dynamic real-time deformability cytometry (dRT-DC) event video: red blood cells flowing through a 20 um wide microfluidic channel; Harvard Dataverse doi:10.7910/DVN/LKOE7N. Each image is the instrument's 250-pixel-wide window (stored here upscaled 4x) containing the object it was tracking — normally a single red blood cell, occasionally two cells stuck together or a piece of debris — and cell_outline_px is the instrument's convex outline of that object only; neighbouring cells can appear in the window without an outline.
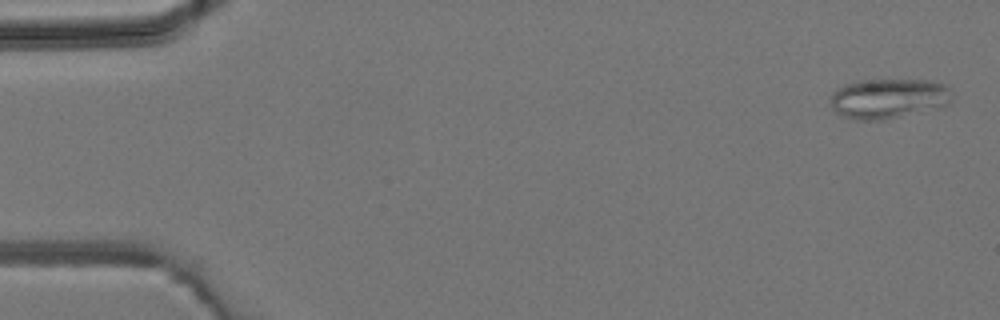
{"species": "common noctule bat (a hibernating species)", "species_latin": "Nyctalus noctula", "temperature_condition": "room temperature", "stored_images_in_passage": 5, "camera_frame_rate_fps": 3000, "um_per_image_px": 0.085, "animal": {"sex": "male", "body_mass_g": 19.2, "forearm_length_mm": 51.8}, "frame": {"image": 1, "passage_image": 1, "time_ms": 0.0, "image_size_px": [1000, 320], "cell_outline_px": [[952, 100], [948, 104], [940, 108], [884, 120], [852, 120], [840, 116], [832, 108], [832, 92], [844, 84], [856, 80], [932, 80], [944, 84], [948, 88], [952, 96]], "centroid_in_image_um": [75.52, 8.38], "position_along_channel_um": 9.5, "area_um2": 28.73}}
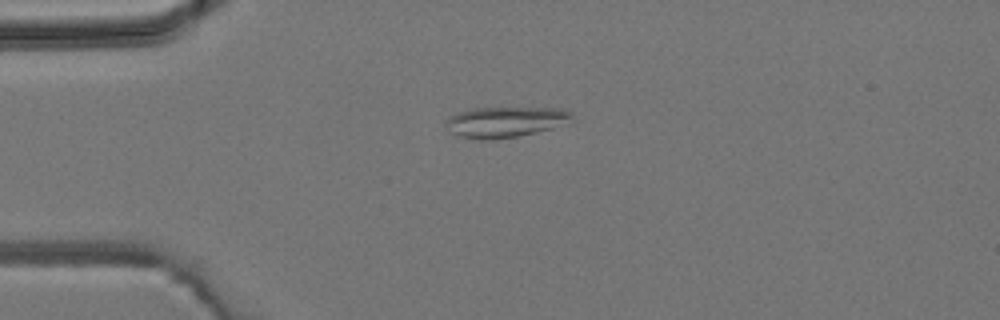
{"frame": {"image": 2, "passage_image": 3, "time_ms": 3.333, "image_size_px": [1000, 320], "cell_outline_px": [[572, 124], [536, 132], [496, 140], [480, 140], [460, 136], [452, 132], [444, 120], [448, 116], [456, 112], [472, 108], [564, 108], [572, 112]], "centroid_in_image_um": [43.01, 10.36], "position_along_channel_um": 42.0, "area_um2": 22.89}}
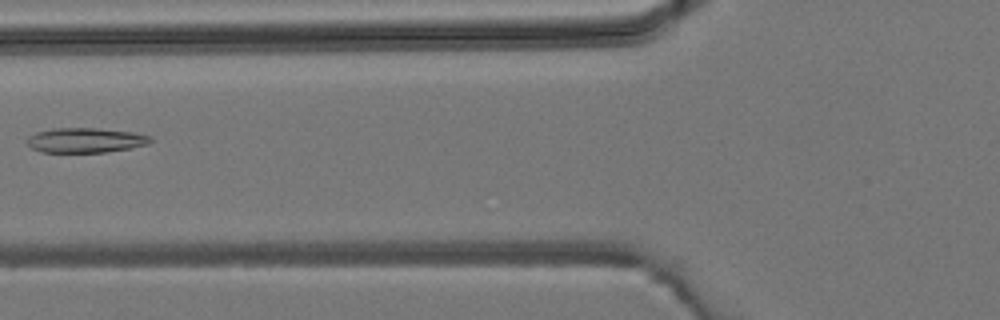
{"frame": {"image": 3, "passage_image": 5, "time_ms": 5.667, "image_size_px": [1000, 320], "cell_outline_px": [[152, 140], [148, 144], [132, 148], [104, 152], [40, 152], [32, 148], [28, 144], [28, 136], [36, 132], [52, 128], [96, 128], [132, 132], [152, 136]], "centroid_in_image_um": [7.27, 11.92], "position_along_channel_um": 118.5, "area_um2": 17.86}}